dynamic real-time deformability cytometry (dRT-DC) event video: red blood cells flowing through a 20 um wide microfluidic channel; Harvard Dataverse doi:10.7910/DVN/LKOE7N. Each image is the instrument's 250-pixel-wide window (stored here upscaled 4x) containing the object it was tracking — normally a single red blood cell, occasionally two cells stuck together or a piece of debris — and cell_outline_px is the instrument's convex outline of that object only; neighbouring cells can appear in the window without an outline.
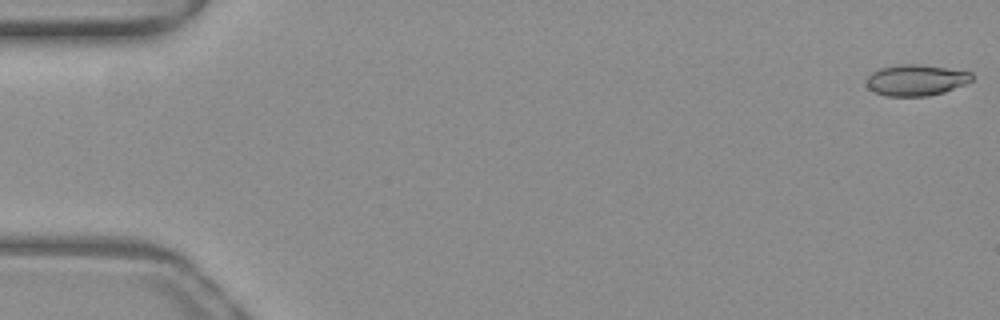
{"species": "common noctule bat (a hibernating species)", "species_latin": "Nyctalus noctula", "temperature_condition": "warm", "stored_images_in_passage": 13, "segment_of_instrument_passage": [1, 2], "camera_frame_rate_fps": 3000, "um_per_image_px": 0.085, "animal": {"sex": "female", "body_mass_g": 19.3, "forearm_length_mm": 54.1}, "frame": {"image": 1, "passage_image": 1, "time_ms": 0.0, "image_size_px": [1000, 320], "cell_outline_px": [[972, 80], [968, 84], [944, 92], [928, 96], [884, 96], [868, 88], [868, 76], [872, 72], [880, 68], [900, 64], [920, 64], [972, 72]], "centroid_in_image_um": [77.9, 6.81], "position_along_channel_um": 7.1, "area_um2": 19.13}}